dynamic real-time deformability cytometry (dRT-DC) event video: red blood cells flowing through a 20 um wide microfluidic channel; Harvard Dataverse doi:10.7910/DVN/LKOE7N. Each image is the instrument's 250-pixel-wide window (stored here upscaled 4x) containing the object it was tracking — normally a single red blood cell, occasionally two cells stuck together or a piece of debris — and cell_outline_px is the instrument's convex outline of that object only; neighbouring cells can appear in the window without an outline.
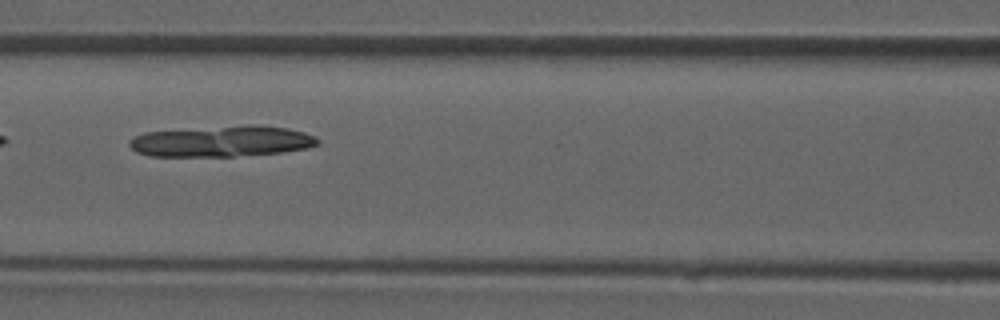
{"species": "common noctule bat (a hibernating species)", "species_latin": "Nyctalus noctula", "temperature_condition": "room temperature", "stored_images_in_passage": 6, "camera_frame_rate_fps": 3000, "um_per_image_px": 0.085, "animal": {"sex": "male", "forearm_length_mm": 52.5}, "frame": {"image": 1, "passage_image": 6, "time_ms": 1.667, "image_size_px": [1000, 320], "cell_outline_px": [[320, 144], [308, 148], [284, 152], [232, 156], [148, 156], [136, 152], [128, 144], [128, 140], [132, 136], [144, 132], [244, 124], [260, 124], [288, 128], [304, 132], [316, 136], [320, 140]], "centroid_in_image_um": [18.87, 11.99], "position_along_channel_um": 147.7, "area_um2": 34.56}}